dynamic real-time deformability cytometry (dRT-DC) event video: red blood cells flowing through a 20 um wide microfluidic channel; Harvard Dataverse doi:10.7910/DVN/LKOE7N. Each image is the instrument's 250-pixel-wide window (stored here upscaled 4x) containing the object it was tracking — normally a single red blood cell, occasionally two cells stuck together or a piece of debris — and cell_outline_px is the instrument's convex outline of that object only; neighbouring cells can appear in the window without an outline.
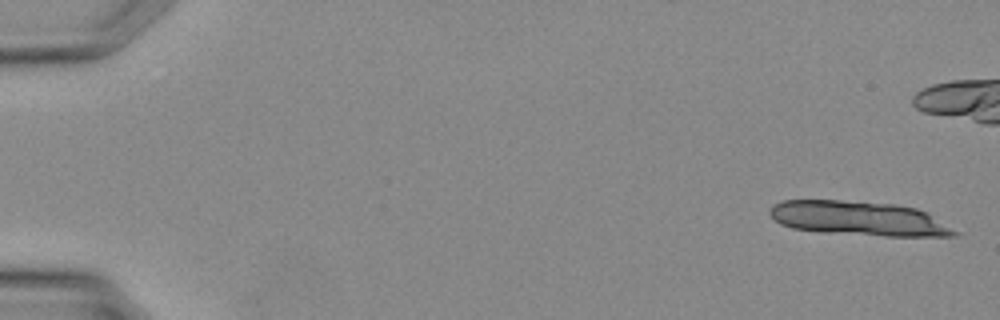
{"species": "Egyptian fruit bat (a non-hibernating species)", "species_latin": "Rousettus aegyptiacus", "temperature_condition": "warm", "stored_images_in_passage": 10, "camera_frame_rate_fps": 3000, "um_per_image_px": 0.085, "animal": {"sex": "female"}, "frame": {"image": 1, "passage_image": 1, "time_ms": 0.0, "image_size_px": [1000, 320], "cell_outline_px": [[960, 232], [956, 236], [884, 236], [824, 232], [792, 228], [780, 224], [768, 212], [772, 204], [784, 200], [840, 200], [896, 204], [916, 208], [928, 212]], "centroid_in_image_um": [73.03, 18.56], "position_along_channel_um": 12.0, "area_um2": 37.17}}